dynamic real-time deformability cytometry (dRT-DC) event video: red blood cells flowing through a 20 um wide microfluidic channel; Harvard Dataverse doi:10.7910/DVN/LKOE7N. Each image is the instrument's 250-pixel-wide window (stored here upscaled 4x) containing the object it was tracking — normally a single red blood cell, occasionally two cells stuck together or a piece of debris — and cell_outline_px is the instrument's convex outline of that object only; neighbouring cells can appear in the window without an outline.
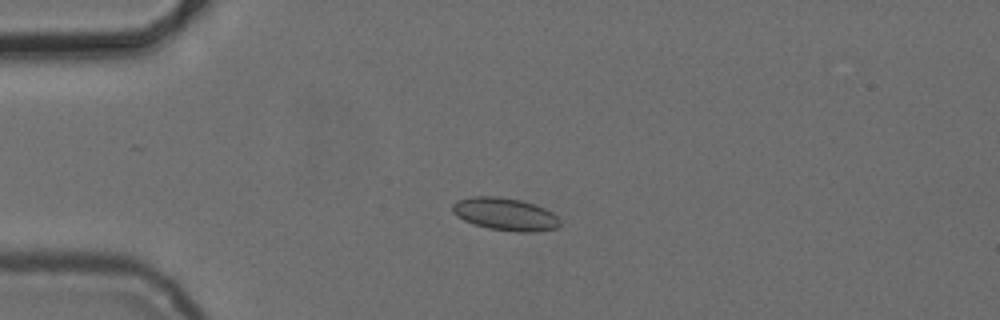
{"species": "common noctule bat (a hibernating species)", "species_latin": "Nyctalus noctula", "temperature_condition": "cold", "stored_images_in_passage": 1, "camera_frame_rate_fps": 3000, "um_per_image_px": 0.085, "animal": {"sex": "female", "body_mass_g": 24.6, "forearm_length_mm": 56.2}, "frame": {"image": 1, "passage_image": 1, "time_ms": 0.0, "image_size_px": [1000, 320], "cell_outline_px": [[560, 224], [556, 228], [536, 232], [516, 232], [488, 228], [472, 224], [456, 216], [452, 212], [452, 204], [456, 200], [472, 196], [496, 196], [520, 200], [544, 208], [552, 212], [560, 220]], "centroid_in_image_um": [42.9, 18.21], "position_along_channel_um": 42.1, "area_um2": 20.52}}